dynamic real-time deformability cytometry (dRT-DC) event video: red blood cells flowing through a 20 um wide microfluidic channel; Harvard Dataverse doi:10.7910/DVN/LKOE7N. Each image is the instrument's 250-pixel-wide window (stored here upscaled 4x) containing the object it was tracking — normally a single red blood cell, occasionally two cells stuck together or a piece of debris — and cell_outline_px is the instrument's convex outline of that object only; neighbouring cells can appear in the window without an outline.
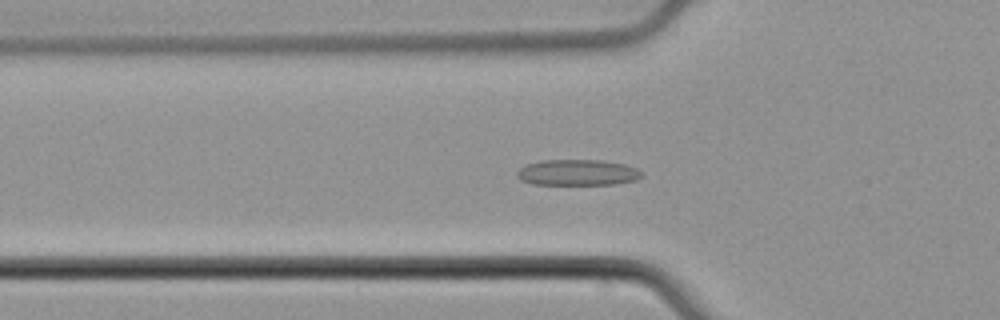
{"species": "common noctule bat (a hibernating species)", "species_latin": "Nyctalus noctula", "temperature_condition": "cold", "stored_images_in_passage": 48, "camera_frame_rate_fps": 3000, "um_per_image_px": 0.085, "animal": {"sex": "male", "body_mass_g": 21.5, "forearm_length_mm": 52.0}, "frame": {"image": 1, "passage_image": 20, "time_ms": 6.333, "image_size_px": [1000, 320], "cell_outline_px": [[644, 176], [636, 180], [612, 184], [532, 184], [520, 180], [516, 176], [516, 172], [520, 168], [528, 164], [540, 160], [600, 160], [624, 164], [636, 168], [644, 172]], "centroid_in_image_um": [49.1, 14.66], "position_along_channel_um": 76.7, "area_um2": 18.9}}
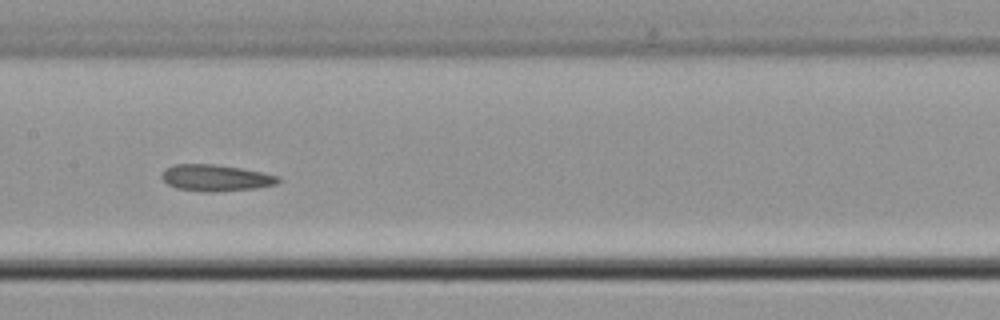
{"frame": {"image": 2, "passage_image": 29, "time_ms": 9.333, "image_size_px": [1000, 320], "cell_outline_px": [[280, 180], [276, 184], [256, 188], [216, 192], [204, 192], [176, 188], [168, 184], [160, 176], [164, 168], [172, 164], [212, 164], [240, 168], [280, 176]], "centroid_in_image_um": [18.3, 15.12], "position_along_channel_um": 189.1, "area_um2": 18.03}}
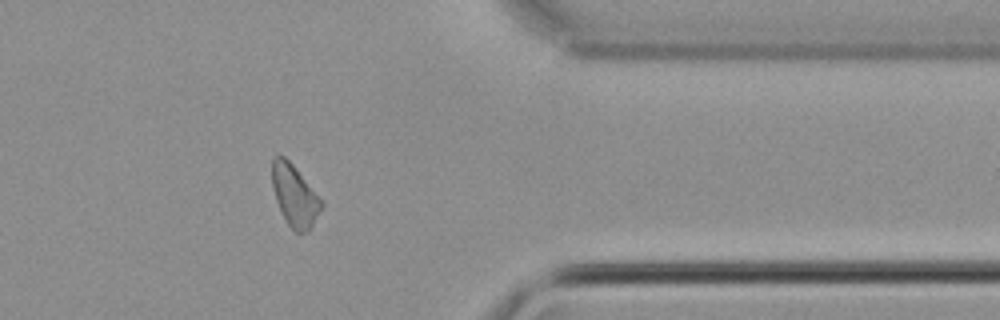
{"frame": {"image": 3, "passage_image": 46, "time_ms": 15.0, "image_size_px": [1000, 320], "cell_outline_px": [[324, 204], [308, 232], [296, 232], [288, 224], [276, 200], [272, 188], [272, 156], [284, 156], [292, 164]], "centroid_in_image_um": [25.02, 16.62], "position_along_channel_um": 386.4, "area_um2": 17.17}, "authors_computed_cell_mechanics": {"area_um2": 18.1781, "velocity_mm_per_s": 3.7556, "shape_relaxation_time_tau1_ms": null, "shape_relaxation_time_tau2_ms": 2.7433, "deformation_change_tau1": null, "deformation_change_tau2": 0.0776}}